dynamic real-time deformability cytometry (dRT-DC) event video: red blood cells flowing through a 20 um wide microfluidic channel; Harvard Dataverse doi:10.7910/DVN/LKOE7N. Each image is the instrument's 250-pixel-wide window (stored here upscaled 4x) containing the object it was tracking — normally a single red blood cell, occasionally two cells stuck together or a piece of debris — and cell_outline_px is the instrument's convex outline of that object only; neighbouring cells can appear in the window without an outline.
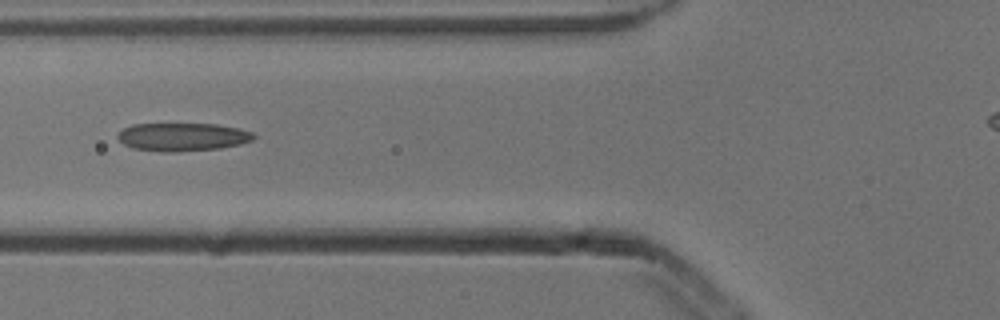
{"species": "common noctule bat (a hibernating species)", "species_latin": "Nyctalus noctula", "temperature_condition": "cold", "stored_images_in_passage": 6, "camera_frame_rate_fps": 3000, "um_per_image_px": 0.085, "animal": {"sex": "male", "body_mass_g": 13.3}, "frame": {"image": 1, "passage_image": 5, "time_ms": 1.333, "image_size_px": [1000, 320], "cell_outline_px": [[256, 136], [252, 140], [240, 144], [220, 148], [176, 152], [164, 152], [132, 148], [124, 144], [116, 136], [124, 128], [132, 124], [216, 124], [240, 128], [252, 132]], "centroid_in_image_um": [15.53, 11.64], "position_along_channel_um": 110.3, "area_um2": 22.31}}
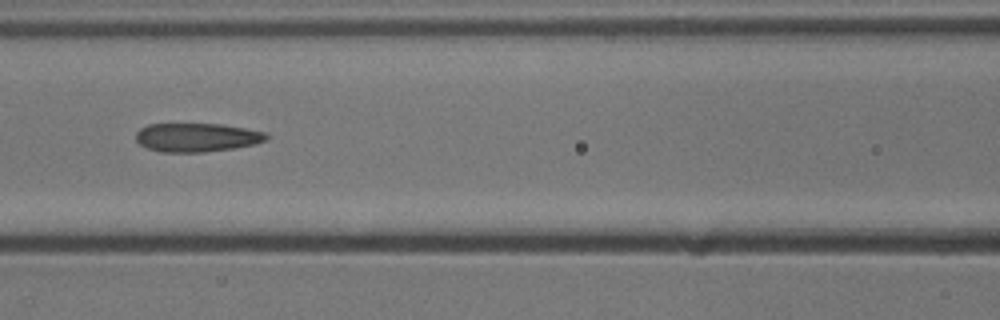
{"frame": {"image": 2, "passage_image": 6, "time_ms": 1.667, "image_size_px": [1000, 320], "cell_outline_px": [[268, 136], [264, 140], [252, 144], [232, 148], [204, 152], [160, 152], [148, 148], [140, 144], [136, 140], [136, 132], [140, 128], [148, 124], [224, 124], [264, 132]], "centroid_in_image_um": [16.67, 11.67], "position_along_channel_um": 149.9, "area_um2": 21.62}}